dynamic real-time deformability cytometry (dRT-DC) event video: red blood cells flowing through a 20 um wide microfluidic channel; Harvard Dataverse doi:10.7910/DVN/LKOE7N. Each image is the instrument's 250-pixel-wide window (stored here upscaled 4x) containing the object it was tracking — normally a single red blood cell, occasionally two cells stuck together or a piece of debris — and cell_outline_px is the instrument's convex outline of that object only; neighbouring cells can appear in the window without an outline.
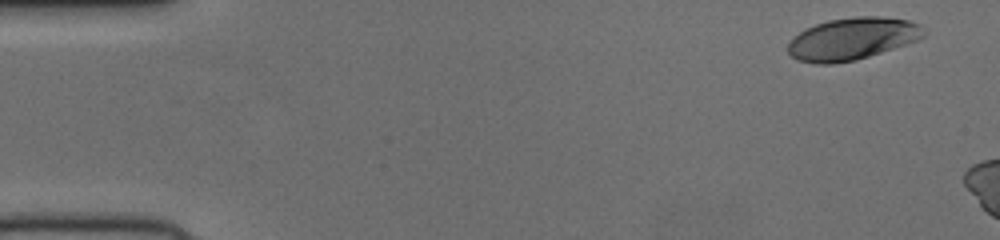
{"species": "human", "species_latin": "Homo sapiens", "temperature_condition": "cold", "stored_images_in_passage": 7, "camera_frame_rate_fps": 3000, "um_per_image_px": 0.085, "donor": {"sex": "female"}, "frame": {"image": 1, "passage_image": 1, "time_ms": 0.0, "image_size_px": [1000, 240], "cell_outline_px": [[924, 36], [916, 40], [856, 60], [832, 64], [816, 64], [796, 60], [788, 52], [788, 44], [800, 32], [816, 24], [828, 20], [856, 16], [880, 16], [908, 20], [920, 24], [924, 32]], "centroid_in_image_um": [72.42, 3.3], "position_along_channel_um": 12.6, "area_um2": 33.0}}